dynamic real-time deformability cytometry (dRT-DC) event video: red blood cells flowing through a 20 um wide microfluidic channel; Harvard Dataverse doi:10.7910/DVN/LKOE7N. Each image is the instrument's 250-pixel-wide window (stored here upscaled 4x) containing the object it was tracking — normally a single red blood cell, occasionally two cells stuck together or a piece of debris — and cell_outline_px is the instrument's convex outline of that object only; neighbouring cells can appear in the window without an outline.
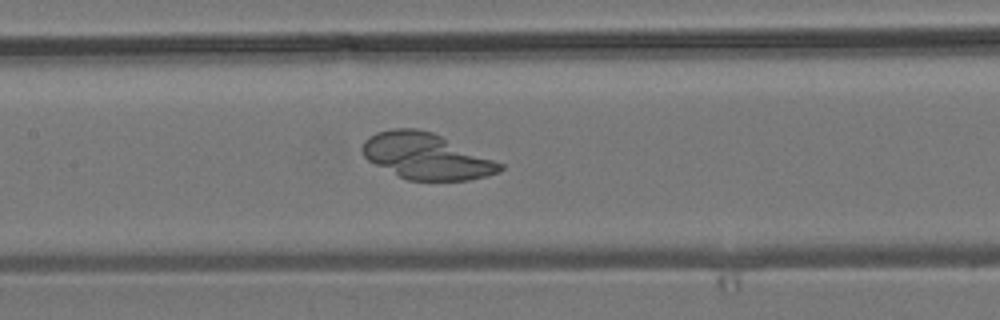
{"species": "common noctule bat (a hibernating species)", "species_latin": "Nyctalus noctula", "temperature_condition": "room temperature", "stored_images_in_passage": 5, "camera_frame_rate_fps": 3000, "um_per_image_px": 0.085, "animal": {"sex": "male", "body_mass_g": 19.2, "forearm_length_mm": 51.8}, "frame": {"image": 1, "passage_image": 5, "time_ms": 4.667, "image_size_px": [1000, 320], "cell_outline_px": [[504, 168], [500, 172], [488, 176], [468, 180], [408, 180], [368, 160], [364, 156], [360, 148], [364, 140], [368, 136], [376, 132], [392, 128], [416, 128], [432, 132], [504, 164]], "centroid_in_image_um": [36.23, 13.27], "position_along_channel_um": 171.2, "area_um2": 36.7}}